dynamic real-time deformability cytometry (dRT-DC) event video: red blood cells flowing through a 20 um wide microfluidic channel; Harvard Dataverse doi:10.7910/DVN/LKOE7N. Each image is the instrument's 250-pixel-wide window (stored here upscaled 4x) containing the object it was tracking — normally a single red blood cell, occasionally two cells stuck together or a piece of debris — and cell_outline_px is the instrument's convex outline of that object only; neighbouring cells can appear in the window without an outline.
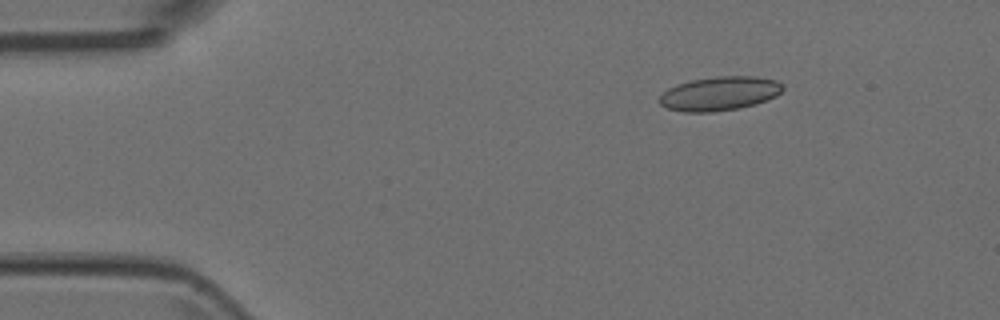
{"species": "Egyptian fruit bat (a non-hibernating species)", "species_latin": "Rousettus aegyptiacus", "temperature_condition": "room temperature", "stored_images_in_passage": 3, "camera_frame_rate_fps": 3000, "um_per_image_px": 0.085, "animal": {"sex": "female"}, "frame": {"image": 1, "passage_image": 1, "time_ms": 0.0, "image_size_px": [1000, 320], "cell_outline_px": [[784, 88], [776, 96], [768, 100], [756, 104], [740, 108], [712, 112], [684, 112], [668, 108], [660, 104], [660, 96], [668, 88], [676, 84], [692, 80], [716, 76], [756, 76], [776, 80], [784, 84]], "centroid_in_image_um": [61.2, 7.95], "position_along_channel_um": 23.8, "area_um2": 24.57}}